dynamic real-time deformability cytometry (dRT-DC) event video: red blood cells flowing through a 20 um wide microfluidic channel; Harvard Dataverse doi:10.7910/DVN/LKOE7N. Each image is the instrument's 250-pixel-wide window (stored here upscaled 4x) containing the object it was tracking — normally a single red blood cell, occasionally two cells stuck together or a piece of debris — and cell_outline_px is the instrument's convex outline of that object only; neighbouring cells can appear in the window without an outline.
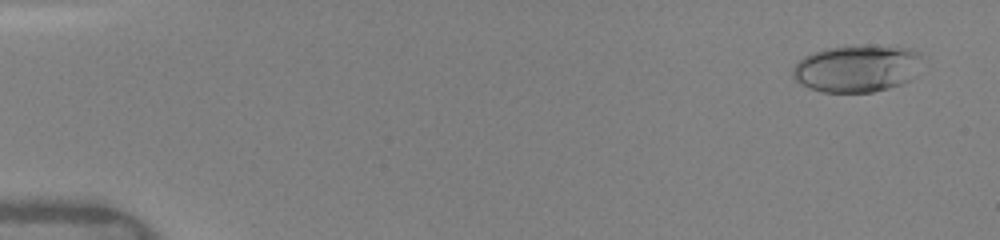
{"species": "human", "species_latin": "Homo sapiens", "temperature_condition": "warm", "stored_images_in_passage": 50, "camera_frame_rate_fps": 3000, "um_per_image_px": 0.085, "donor": {"sex": "female"}, "frame": {"image": 1, "passage_image": 3, "time_ms": 0.667, "image_size_px": [1000, 240], "cell_outline_px": [[924, 52], [908, 80], [904, 84], [872, 92], [824, 92], [808, 88], [796, 80], [792, 76], [792, 68], [804, 56], [812, 52], [824, 48], [908, 48]], "centroid_in_image_um": [72.77, 5.86], "position_along_channel_um": 12.2, "area_um2": 34.45}}
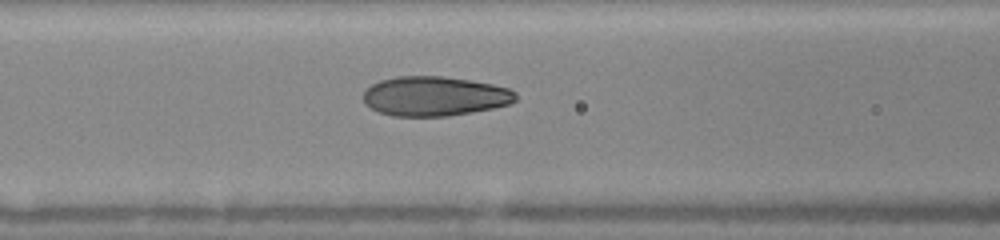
{"frame": {"image": 2, "passage_image": 22, "time_ms": 7.0, "image_size_px": [1000, 240], "cell_outline_px": [[516, 100], [508, 104], [492, 108], [472, 112], [448, 116], [392, 116], [380, 112], [372, 108], [364, 100], [364, 92], [372, 84], [380, 80], [396, 76], [444, 76], [492, 84], [508, 88], [516, 92]], "centroid_in_image_um": [36.95, 8.17], "position_along_channel_um": 129.7, "area_um2": 34.91}}
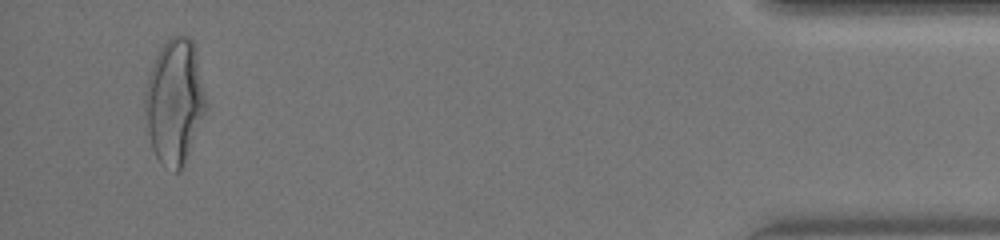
{"frame": {"image": 3, "passage_image": 48, "time_ms": 15.667, "image_size_px": [1000, 240], "cell_outline_px": [[208, 108], [184, 160], [180, 168], [176, 172], [160, 160], [156, 156], [152, 148], [148, 128], [144, 104], [144, 92], [148, 76], [152, 64], [160, 48], [168, 36], [188, 36], [192, 40], [196, 48]], "centroid_in_image_um": [14.85, 8.53], "position_along_channel_um": 420.4, "area_um2": 43.93}, "authors_computed_cell_mechanics": {"area_um2": 34.9112, "velocity_mm_per_s": 4.0996, "shape_relaxation_time_tau1_ms": 4.8603, "shape_relaxation_time_tau2_ms": null, "deformation_change_tau1": 0.2088, "deformation_change_tau2": null}}